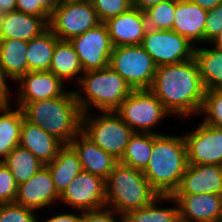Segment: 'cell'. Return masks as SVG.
Masks as SVG:
<instances>
[{
  "label": "cell",
  "instance_id": "6da1fadb",
  "mask_svg": "<svg viewBox=\"0 0 222 222\" xmlns=\"http://www.w3.org/2000/svg\"><path fill=\"white\" fill-rule=\"evenodd\" d=\"M150 90L171 117L190 120L199 115L206 92L194 57L177 64L157 66Z\"/></svg>",
  "mask_w": 222,
  "mask_h": 222
},
{
  "label": "cell",
  "instance_id": "7a4b0ae2",
  "mask_svg": "<svg viewBox=\"0 0 222 222\" xmlns=\"http://www.w3.org/2000/svg\"><path fill=\"white\" fill-rule=\"evenodd\" d=\"M188 166L184 136L153 134V148L143 171L149 184L159 195H172Z\"/></svg>",
  "mask_w": 222,
  "mask_h": 222
},
{
  "label": "cell",
  "instance_id": "3957f363",
  "mask_svg": "<svg viewBox=\"0 0 222 222\" xmlns=\"http://www.w3.org/2000/svg\"><path fill=\"white\" fill-rule=\"evenodd\" d=\"M25 119L41 127L63 145H69L81 131L82 111L70 88L60 97L27 103L23 108Z\"/></svg>",
  "mask_w": 222,
  "mask_h": 222
},
{
  "label": "cell",
  "instance_id": "277c9868",
  "mask_svg": "<svg viewBox=\"0 0 222 222\" xmlns=\"http://www.w3.org/2000/svg\"><path fill=\"white\" fill-rule=\"evenodd\" d=\"M73 91L82 113L115 111L133 91L131 86L110 66L83 73ZM83 92H82V91ZM93 107V108H92Z\"/></svg>",
  "mask_w": 222,
  "mask_h": 222
},
{
  "label": "cell",
  "instance_id": "5b68a950",
  "mask_svg": "<svg viewBox=\"0 0 222 222\" xmlns=\"http://www.w3.org/2000/svg\"><path fill=\"white\" fill-rule=\"evenodd\" d=\"M159 193L149 184L143 171L118 162L105 180L106 207L125 213L146 207Z\"/></svg>",
  "mask_w": 222,
  "mask_h": 222
},
{
  "label": "cell",
  "instance_id": "8992f818",
  "mask_svg": "<svg viewBox=\"0 0 222 222\" xmlns=\"http://www.w3.org/2000/svg\"><path fill=\"white\" fill-rule=\"evenodd\" d=\"M81 132L118 161L134 134L115 111H100L94 115L92 112L83 113Z\"/></svg>",
  "mask_w": 222,
  "mask_h": 222
},
{
  "label": "cell",
  "instance_id": "52a82bcc",
  "mask_svg": "<svg viewBox=\"0 0 222 222\" xmlns=\"http://www.w3.org/2000/svg\"><path fill=\"white\" fill-rule=\"evenodd\" d=\"M115 112L134 133L151 134H162L152 130L171 115L150 89L133 90Z\"/></svg>",
  "mask_w": 222,
  "mask_h": 222
},
{
  "label": "cell",
  "instance_id": "ba28073f",
  "mask_svg": "<svg viewBox=\"0 0 222 222\" xmlns=\"http://www.w3.org/2000/svg\"><path fill=\"white\" fill-rule=\"evenodd\" d=\"M109 66L133 90L150 89L157 68L152 57L141 45L113 47Z\"/></svg>",
  "mask_w": 222,
  "mask_h": 222
},
{
  "label": "cell",
  "instance_id": "9c48e42d",
  "mask_svg": "<svg viewBox=\"0 0 222 222\" xmlns=\"http://www.w3.org/2000/svg\"><path fill=\"white\" fill-rule=\"evenodd\" d=\"M100 23L90 0H84L58 5L50 14L48 28L59 40L70 41Z\"/></svg>",
  "mask_w": 222,
  "mask_h": 222
},
{
  "label": "cell",
  "instance_id": "30bf717a",
  "mask_svg": "<svg viewBox=\"0 0 222 222\" xmlns=\"http://www.w3.org/2000/svg\"><path fill=\"white\" fill-rule=\"evenodd\" d=\"M141 46L156 66L177 64L194 57L195 45L173 30L148 28Z\"/></svg>",
  "mask_w": 222,
  "mask_h": 222
},
{
  "label": "cell",
  "instance_id": "8fae6325",
  "mask_svg": "<svg viewBox=\"0 0 222 222\" xmlns=\"http://www.w3.org/2000/svg\"><path fill=\"white\" fill-rule=\"evenodd\" d=\"M84 72L109 66L113 45L105 23L70 40Z\"/></svg>",
  "mask_w": 222,
  "mask_h": 222
},
{
  "label": "cell",
  "instance_id": "7c38bea8",
  "mask_svg": "<svg viewBox=\"0 0 222 222\" xmlns=\"http://www.w3.org/2000/svg\"><path fill=\"white\" fill-rule=\"evenodd\" d=\"M59 202L75 212L103 208L106 206L105 180L82 170L60 195Z\"/></svg>",
  "mask_w": 222,
  "mask_h": 222
},
{
  "label": "cell",
  "instance_id": "4fadbf2b",
  "mask_svg": "<svg viewBox=\"0 0 222 222\" xmlns=\"http://www.w3.org/2000/svg\"><path fill=\"white\" fill-rule=\"evenodd\" d=\"M184 134L188 164L218 165L222 161V129L201 121Z\"/></svg>",
  "mask_w": 222,
  "mask_h": 222
},
{
  "label": "cell",
  "instance_id": "5bb4252c",
  "mask_svg": "<svg viewBox=\"0 0 222 222\" xmlns=\"http://www.w3.org/2000/svg\"><path fill=\"white\" fill-rule=\"evenodd\" d=\"M16 82L19 88L14 104L20 108L29 102L60 97L67 91L64 82L50 71H30Z\"/></svg>",
  "mask_w": 222,
  "mask_h": 222
},
{
  "label": "cell",
  "instance_id": "9a60e30c",
  "mask_svg": "<svg viewBox=\"0 0 222 222\" xmlns=\"http://www.w3.org/2000/svg\"><path fill=\"white\" fill-rule=\"evenodd\" d=\"M50 170L44 166L27 181L18 185L16 204L39 211L59 202ZM39 209V210H38Z\"/></svg>",
  "mask_w": 222,
  "mask_h": 222
},
{
  "label": "cell",
  "instance_id": "2e32d148",
  "mask_svg": "<svg viewBox=\"0 0 222 222\" xmlns=\"http://www.w3.org/2000/svg\"><path fill=\"white\" fill-rule=\"evenodd\" d=\"M179 218L184 222H222V195L213 193L172 194Z\"/></svg>",
  "mask_w": 222,
  "mask_h": 222
},
{
  "label": "cell",
  "instance_id": "e0dca14e",
  "mask_svg": "<svg viewBox=\"0 0 222 222\" xmlns=\"http://www.w3.org/2000/svg\"><path fill=\"white\" fill-rule=\"evenodd\" d=\"M105 24L113 47L141 45L148 29L145 12L134 7L109 19Z\"/></svg>",
  "mask_w": 222,
  "mask_h": 222
},
{
  "label": "cell",
  "instance_id": "ac0fdd59",
  "mask_svg": "<svg viewBox=\"0 0 222 222\" xmlns=\"http://www.w3.org/2000/svg\"><path fill=\"white\" fill-rule=\"evenodd\" d=\"M198 193L222 195V172L218 165L188 164L173 194Z\"/></svg>",
  "mask_w": 222,
  "mask_h": 222
},
{
  "label": "cell",
  "instance_id": "d6986e66",
  "mask_svg": "<svg viewBox=\"0 0 222 222\" xmlns=\"http://www.w3.org/2000/svg\"><path fill=\"white\" fill-rule=\"evenodd\" d=\"M207 14V10L190 0H176L172 30L195 46L203 44Z\"/></svg>",
  "mask_w": 222,
  "mask_h": 222
},
{
  "label": "cell",
  "instance_id": "ffe728a7",
  "mask_svg": "<svg viewBox=\"0 0 222 222\" xmlns=\"http://www.w3.org/2000/svg\"><path fill=\"white\" fill-rule=\"evenodd\" d=\"M69 145L75 150L80 160L82 170L98 175L106 180L119 162L114 156L102 150L81 131L72 139Z\"/></svg>",
  "mask_w": 222,
  "mask_h": 222
},
{
  "label": "cell",
  "instance_id": "44dd1931",
  "mask_svg": "<svg viewBox=\"0 0 222 222\" xmlns=\"http://www.w3.org/2000/svg\"><path fill=\"white\" fill-rule=\"evenodd\" d=\"M50 17H37L20 11L1 14L0 40L20 39L29 41L48 28Z\"/></svg>",
  "mask_w": 222,
  "mask_h": 222
},
{
  "label": "cell",
  "instance_id": "7402d4cb",
  "mask_svg": "<svg viewBox=\"0 0 222 222\" xmlns=\"http://www.w3.org/2000/svg\"><path fill=\"white\" fill-rule=\"evenodd\" d=\"M19 145L28 149L44 165L52 162L63 144L54 136L44 131L25 118L21 124Z\"/></svg>",
  "mask_w": 222,
  "mask_h": 222
},
{
  "label": "cell",
  "instance_id": "603a6c76",
  "mask_svg": "<svg viewBox=\"0 0 222 222\" xmlns=\"http://www.w3.org/2000/svg\"><path fill=\"white\" fill-rule=\"evenodd\" d=\"M51 173L54 187L59 195L82 171L77 153L70 145H63L56 158L45 165Z\"/></svg>",
  "mask_w": 222,
  "mask_h": 222
},
{
  "label": "cell",
  "instance_id": "cb8c5ba5",
  "mask_svg": "<svg viewBox=\"0 0 222 222\" xmlns=\"http://www.w3.org/2000/svg\"><path fill=\"white\" fill-rule=\"evenodd\" d=\"M49 71L64 83H71L72 81L79 82L84 71L78 54L70 41L58 40L56 42Z\"/></svg>",
  "mask_w": 222,
  "mask_h": 222
},
{
  "label": "cell",
  "instance_id": "d4e9b609",
  "mask_svg": "<svg viewBox=\"0 0 222 222\" xmlns=\"http://www.w3.org/2000/svg\"><path fill=\"white\" fill-rule=\"evenodd\" d=\"M194 58L206 91L222 89V50L199 45L195 47Z\"/></svg>",
  "mask_w": 222,
  "mask_h": 222
},
{
  "label": "cell",
  "instance_id": "484cf974",
  "mask_svg": "<svg viewBox=\"0 0 222 222\" xmlns=\"http://www.w3.org/2000/svg\"><path fill=\"white\" fill-rule=\"evenodd\" d=\"M12 105L0 107V162L19 145L21 124L25 118L22 108Z\"/></svg>",
  "mask_w": 222,
  "mask_h": 222
},
{
  "label": "cell",
  "instance_id": "4316f807",
  "mask_svg": "<svg viewBox=\"0 0 222 222\" xmlns=\"http://www.w3.org/2000/svg\"><path fill=\"white\" fill-rule=\"evenodd\" d=\"M162 201L172 202L173 206H160ZM161 202V203H160ZM179 209L171 195H160L146 207L132 210L123 215V222H179Z\"/></svg>",
  "mask_w": 222,
  "mask_h": 222
},
{
  "label": "cell",
  "instance_id": "83f0119b",
  "mask_svg": "<svg viewBox=\"0 0 222 222\" xmlns=\"http://www.w3.org/2000/svg\"><path fill=\"white\" fill-rule=\"evenodd\" d=\"M59 38L47 28L39 36L28 41L27 67L30 71H49L56 42Z\"/></svg>",
  "mask_w": 222,
  "mask_h": 222
},
{
  "label": "cell",
  "instance_id": "f1b7e54d",
  "mask_svg": "<svg viewBox=\"0 0 222 222\" xmlns=\"http://www.w3.org/2000/svg\"><path fill=\"white\" fill-rule=\"evenodd\" d=\"M27 46L28 41L25 40H0V65L13 81L28 73Z\"/></svg>",
  "mask_w": 222,
  "mask_h": 222
},
{
  "label": "cell",
  "instance_id": "f546056e",
  "mask_svg": "<svg viewBox=\"0 0 222 222\" xmlns=\"http://www.w3.org/2000/svg\"><path fill=\"white\" fill-rule=\"evenodd\" d=\"M2 163L11 171L18 185L45 166L28 149L20 145L16 146Z\"/></svg>",
  "mask_w": 222,
  "mask_h": 222
},
{
  "label": "cell",
  "instance_id": "4dcf8cb0",
  "mask_svg": "<svg viewBox=\"0 0 222 222\" xmlns=\"http://www.w3.org/2000/svg\"><path fill=\"white\" fill-rule=\"evenodd\" d=\"M153 148V134L134 133L126 146L120 163L144 171L148 165Z\"/></svg>",
  "mask_w": 222,
  "mask_h": 222
},
{
  "label": "cell",
  "instance_id": "1f68e13d",
  "mask_svg": "<svg viewBox=\"0 0 222 222\" xmlns=\"http://www.w3.org/2000/svg\"><path fill=\"white\" fill-rule=\"evenodd\" d=\"M176 0H163L149 7L145 12L148 28L155 30H172Z\"/></svg>",
  "mask_w": 222,
  "mask_h": 222
},
{
  "label": "cell",
  "instance_id": "d6a6232c",
  "mask_svg": "<svg viewBox=\"0 0 222 222\" xmlns=\"http://www.w3.org/2000/svg\"><path fill=\"white\" fill-rule=\"evenodd\" d=\"M202 122L222 129V89L207 90L199 113Z\"/></svg>",
  "mask_w": 222,
  "mask_h": 222
},
{
  "label": "cell",
  "instance_id": "836d02e7",
  "mask_svg": "<svg viewBox=\"0 0 222 222\" xmlns=\"http://www.w3.org/2000/svg\"><path fill=\"white\" fill-rule=\"evenodd\" d=\"M101 23L126 12L131 8L130 0H90Z\"/></svg>",
  "mask_w": 222,
  "mask_h": 222
},
{
  "label": "cell",
  "instance_id": "e575fe53",
  "mask_svg": "<svg viewBox=\"0 0 222 222\" xmlns=\"http://www.w3.org/2000/svg\"><path fill=\"white\" fill-rule=\"evenodd\" d=\"M36 212L16 203L0 204V222H37Z\"/></svg>",
  "mask_w": 222,
  "mask_h": 222
},
{
  "label": "cell",
  "instance_id": "d590c367",
  "mask_svg": "<svg viewBox=\"0 0 222 222\" xmlns=\"http://www.w3.org/2000/svg\"><path fill=\"white\" fill-rule=\"evenodd\" d=\"M18 184L11 171L0 163V204L15 203Z\"/></svg>",
  "mask_w": 222,
  "mask_h": 222
},
{
  "label": "cell",
  "instance_id": "8d00e7d4",
  "mask_svg": "<svg viewBox=\"0 0 222 222\" xmlns=\"http://www.w3.org/2000/svg\"><path fill=\"white\" fill-rule=\"evenodd\" d=\"M222 30V2L208 11L205 22L204 43L210 42Z\"/></svg>",
  "mask_w": 222,
  "mask_h": 222
},
{
  "label": "cell",
  "instance_id": "74e56055",
  "mask_svg": "<svg viewBox=\"0 0 222 222\" xmlns=\"http://www.w3.org/2000/svg\"><path fill=\"white\" fill-rule=\"evenodd\" d=\"M81 222H123V215L105 206L96 210L84 211Z\"/></svg>",
  "mask_w": 222,
  "mask_h": 222
},
{
  "label": "cell",
  "instance_id": "f35d334b",
  "mask_svg": "<svg viewBox=\"0 0 222 222\" xmlns=\"http://www.w3.org/2000/svg\"><path fill=\"white\" fill-rule=\"evenodd\" d=\"M57 6V0H34V16L50 17Z\"/></svg>",
  "mask_w": 222,
  "mask_h": 222
},
{
  "label": "cell",
  "instance_id": "ab89813d",
  "mask_svg": "<svg viewBox=\"0 0 222 222\" xmlns=\"http://www.w3.org/2000/svg\"><path fill=\"white\" fill-rule=\"evenodd\" d=\"M10 77L6 74L3 67L0 65V107L11 105V89H9L7 79Z\"/></svg>",
  "mask_w": 222,
  "mask_h": 222
},
{
  "label": "cell",
  "instance_id": "60d3db41",
  "mask_svg": "<svg viewBox=\"0 0 222 222\" xmlns=\"http://www.w3.org/2000/svg\"><path fill=\"white\" fill-rule=\"evenodd\" d=\"M78 213V214H77ZM83 212L79 210V212L75 213H69V212H62L60 214H55L54 216H50L43 222H81V217H82ZM40 219L38 218L37 222H42L39 221Z\"/></svg>",
  "mask_w": 222,
  "mask_h": 222
},
{
  "label": "cell",
  "instance_id": "b9f144b4",
  "mask_svg": "<svg viewBox=\"0 0 222 222\" xmlns=\"http://www.w3.org/2000/svg\"><path fill=\"white\" fill-rule=\"evenodd\" d=\"M16 10L34 15V0H16Z\"/></svg>",
  "mask_w": 222,
  "mask_h": 222
},
{
  "label": "cell",
  "instance_id": "7bdbcfd3",
  "mask_svg": "<svg viewBox=\"0 0 222 222\" xmlns=\"http://www.w3.org/2000/svg\"><path fill=\"white\" fill-rule=\"evenodd\" d=\"M163 0H130L131 7L137 8L140 11H146L149 7L157 5Z\"/></svg>",
  "mask_w": 222,
  "mask_h": 222
},
{
  "label": "cell",
  "instance_id": "ee69618b",
  "mask_svg": "<svg viewBox=\"0 0 222 222\" xmlns=\"http://www.w3.org/2000/svg\"><path fill=\"white\" fill-rule=\"evenodd\" d=\"M195 4H198L201 8L210 11L218 6L222 0H190Z\"/></svg>",
  "mask_w": 222,
  "mask_h": 222
},
{
  "label": "cell",
  "instance_id": "f6af8a7d",
  "mask_svg": "<svg viewBox=\"0 0 222 222\" xmlns=\"http://www.w3.org/2000/svg\"><path fill=\"white\" fill-rule=\"evenodd\" d=\"M16 10V0H0V13L5 14Z\"/></svg>",
  "mask_w": 222,
  "mask_h": 222
},
{
  "label": "cell",
  "instance_id": "bcb514c9",
  "mask_svg": "<svg viewBox=\"0 0 222 222\" xmlns=\"http://www.w3.org/2000/svg\"><path fill=\"white\" fill-rule=\"evenodd\" d=\"M212 46L222 50V30L209 42Z\"/></svg>",
  "mask_w": 222,
  "mask_h": 222
},
{
  "label": "cell",
  "instance_id": "7dc6e473",
  "mask_svg": "<svg viewBox=\"0 0 222 222\" xmlns=\"http://www.w3.org/2000/svg\"><path fill=\"white\" fill-rule=\"evenodd\" d=\"M81 1H84V0H57V4L63 5L66 3H75V2H81Z\"/></svg>",
  "mask_w": 222,
  "mask_h": 222
},
{
  "label": "cell",
  "instance_id": "c3c4849f",
  "mask_svg": "<svg viewBox=\"0 0 222 222\" xmlns=\"http://www.w3.org/2000/svg\"><path fill=\"white\" fill-rule=\"evenodd\" d=\"M219 167H220V170L222 172V161L220 162Z\"/></svg>",
  "mask_w": 222,
  "mask_h": 222
}]
</instances>
